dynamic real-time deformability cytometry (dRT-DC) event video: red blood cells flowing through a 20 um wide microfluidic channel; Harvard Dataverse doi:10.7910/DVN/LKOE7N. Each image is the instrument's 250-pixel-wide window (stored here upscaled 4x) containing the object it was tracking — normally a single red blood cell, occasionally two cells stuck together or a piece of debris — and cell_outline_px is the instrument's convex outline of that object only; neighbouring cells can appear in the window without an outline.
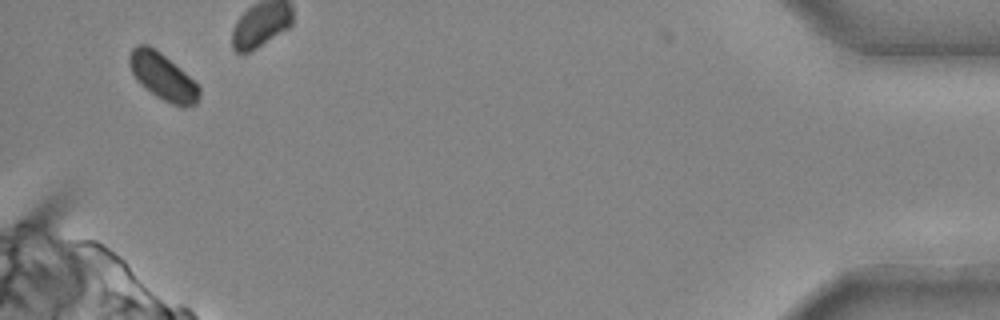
{"species": "common noctule bat (a hibernating species)", "species_latin": "Nyctalus noctula", "temperature_condition": "cold", "stored_images_in_passage": 24, "camera_frame_rate_fps": 3000, "um_per_image_px": 0.085, "animal": {"sex": "male", "body_mass_g": 20.4}, "frame": {"image": 1, "passage_image": 24, "time_ms": 7.667, "image_size_px": [1000, 320], "cell_outline_px": [[200, 96], [196, 104], [184, 108], [180, 108], [156, 96], [144, 88], [136, 80], [128, 64], [128, 56], [132, 48], [136, 44], [148, 44], [156, 48], [180, 68], [200, 88]], "centroid_in_image_um": [13.81, 6.51], "position_along_channel_um": 421.4, "area_um2": 19.25}}